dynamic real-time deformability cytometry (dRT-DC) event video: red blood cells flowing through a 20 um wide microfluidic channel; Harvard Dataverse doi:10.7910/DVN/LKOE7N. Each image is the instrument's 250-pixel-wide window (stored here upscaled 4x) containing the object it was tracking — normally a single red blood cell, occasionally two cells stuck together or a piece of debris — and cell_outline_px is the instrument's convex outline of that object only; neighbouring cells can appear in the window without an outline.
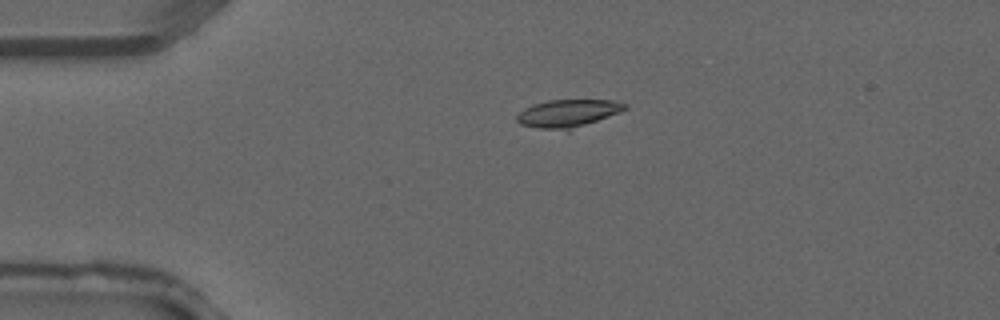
{"species": "common noctule bat (a hibernating species)", "species_latin": "Nyctalus noctula", "temperature_condition": "warm", "stored_images_in_passage": 4, "camera_frame_rate_fps": 3000, "um_per_image_px": 0.085, "animal": {"sex": "male", "forearm_length_mm": 52.5}, "frame": {"image": 1, "passage_image": 3, "time_ms": 0.667, "image_size_px": [1000, 320], "cell_outline_px": [[628, 108], [568, 132], [536, 128], [520, 124], [516, 120], [516, 116], [524, 108], [548, 100], [612, 100], [628, 104]], "centroid_in_image_um": [48.25, 9.66], "position_along_channel_um": 36.7, "area_um2": 17.63}}